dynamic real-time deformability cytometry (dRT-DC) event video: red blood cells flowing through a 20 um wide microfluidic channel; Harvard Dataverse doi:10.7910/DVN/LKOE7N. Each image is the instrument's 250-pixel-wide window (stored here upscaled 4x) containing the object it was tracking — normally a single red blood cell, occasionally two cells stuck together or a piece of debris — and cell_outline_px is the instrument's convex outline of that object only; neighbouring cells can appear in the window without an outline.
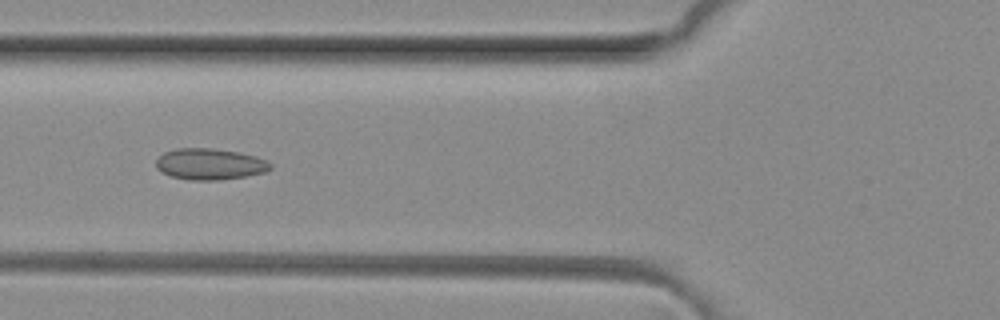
{"species": "common noctule bat (a hibernating species)", "species_latin": "Nyctalus noctula", "temperature_condition": "room temperature", "stored_images_in_passage": 5, "camera_frame_rate_fps": 3000, "um_per_image_px": 0.085, "animal": {"sex": "female", "body_mass_g": 29.2, "forearm_length_mm": 56.3}, "frame": {"image": 1, "passage_image": 5, "time_ms": 1.333, "image_size_px": [1000, 320], "cell_outline_px": [[272, 168], [264, 172], [244, 176], [216, 180], [192, 180], [172, 176], [156, 168], [156, 160], [164, 152], [176, 148], [212, 148], [240, 152], [256, 156], [268, 160], [272, 164]], "centroid_in_image_um": [17.86, 13.93], "position_along_channel_um": 107.9, "area_um2": 20.75}}